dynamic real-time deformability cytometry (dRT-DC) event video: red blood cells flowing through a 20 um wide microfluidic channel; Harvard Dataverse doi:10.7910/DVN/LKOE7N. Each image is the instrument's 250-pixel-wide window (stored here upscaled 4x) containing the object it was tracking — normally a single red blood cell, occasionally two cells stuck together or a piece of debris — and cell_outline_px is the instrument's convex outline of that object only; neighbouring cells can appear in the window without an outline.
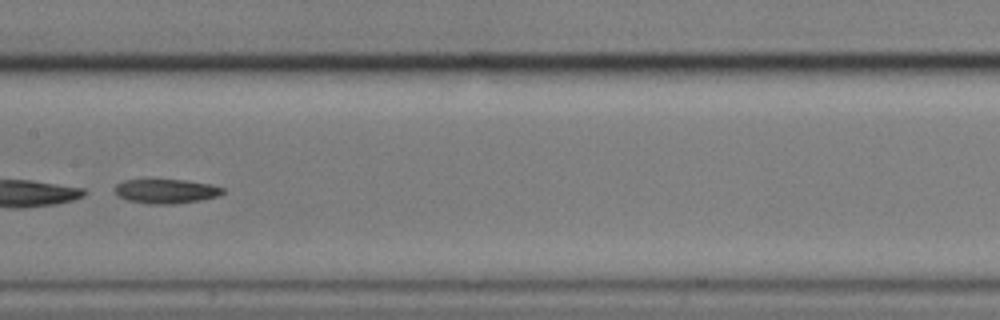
{"species": "common noctule bat (a hibernating species)", "species_latin": "Nyctalus noctula", "temperature_condition": "cold", "stored_images_in_passage": 9, "segment_of_instrument_passage": [2, 2], "camera_frame_rate_fps": 3000, "um_per_image_px": 0.085, "animal": {"sex": "male", "body_mass_g": 17.9}, "frame": {"image": 1, "passage_image": 8, "time_ms": 2.333, "image_size_px": [1000, 320], "cell_outline_px": [[224, 192], [220, 196], [200, 200], [172, 204], [148, 204], [128, 200], [120, 196], [112, 188], [116, 184], [124, 180], [184, 180], [212, 184], [224, 188]], "centroid_in_image_um": [14.14, 16.25], "position_along_channel_um": 193.3, "area_um2": 15.32}}